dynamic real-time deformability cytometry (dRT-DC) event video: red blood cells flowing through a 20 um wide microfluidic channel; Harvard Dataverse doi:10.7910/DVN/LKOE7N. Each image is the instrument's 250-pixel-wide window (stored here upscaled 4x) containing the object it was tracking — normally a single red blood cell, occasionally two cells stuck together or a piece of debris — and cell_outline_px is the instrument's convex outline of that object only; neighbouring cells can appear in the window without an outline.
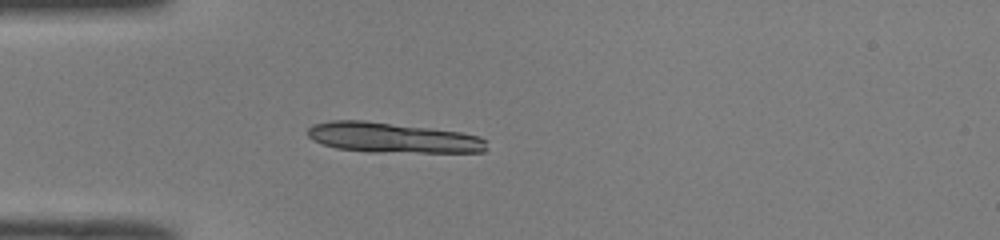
{"species": "common noctule bat (a hibernating species)", "species_latin": "Nyctalus noctula", "temperature_condition": "room temperature", "stored_images_in_passage": 37, "segment_of_instrument_passage": [1, 2], "camera_frame_rate_fps": 3000, "um_per_image_px": 0.085, "animal": {"sex": "male", "body_mass_g": 19.0, "forearm_length_mm": 50.8}, "frame": {"image": 1, "passage_image": 1, "time_ms": 0.0, "image_size_px": [1000, 240], "cell_outline_px": [[488, 140], [484, 152], [368, 152], [336, 148], [312, 140], [308, 136], [308, 128], [312, 124], [332, 120], [364, 120], [432, 128], [460, 132], [480, 136]], "centroid_in_image_um": [33.37, 11.7], "position_along_channel_um": 51.6, "area_um2": 31.67}}